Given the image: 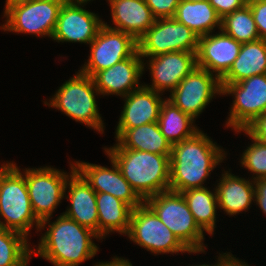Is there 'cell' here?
I'll return each instance as SVG.
<instances>
[{
  "instance_id": "6da1fadb",
  "label": "cell",
  "mask_w": 266,
  "mask_h": 266,
  "mask_svg": "<svg viewBox=\"0 0 266 266\" xmlns=\"http://www.w3.org/2000/svg\"><path fill=\"white\" fill-rule=\"evenodd\" d=\"M225 153L200 130L192 137L174 144L170 156L169 190L181 193L205 187L203 184L210 172L226 159Z\"/></svg>"
},
{
  "instance_id": "7a4b0ae2",
  "label": "cell",
  "mask_w": 266,
  "mask_h": 266,
  "mask_svg": "<svg viewBox=\"0 0 266 266\" xmlns=\"http://www.w3.org/2000/svg\"><path fill=\"white\" fill-rule=\"evenodd\" d=\"M48 221L49 218L40 222L39 231L45 228L47 223L49 228L41 236L36 253L35 249L32 253L38 254L55 266H78L97 254L99 247L92 238L100 240V237L91 229L81 226L64 214L52 223Z\"/></svg>"
},
{
  "instance_id": "3957f363",
  "label": "cell",
  "mask_w": 266,
  "mask_h": 266,
  "mask_svg": "<svg viewBox=\"0 0 266 266\" xmlns=\"http://www.w3.org/2000/svg\"><path fill=\"white\" fill-rule=\"evenodd\" d=\"M104 149L143 201L169 190L171 155L131 149Z\"/></svg>"
},
{
  "instance_id": "277c9868",
  "label": "cell",
  "mask_w": 266,
  "mask_h": 266,
  "mask_svg": "<svg viewBox=\"0 0 266 266\" xmlns=\"http://www.w3.org/2000/svg\"><path fill=\"white\" fill-rule=\"evenodd\" d=\"M24 174L14 162L2 164L0 168V226L28 238L31 228L40 229V220L35 216ZM3 217V218H2ZM6 222V223H5Z\"/></svg>"
},
{
  "instance_id": "5b68a950",
  "label": "cell",
  "mask_w": 266,
  "mask_h": 266,
  "mask_svg": "<svg viewBox=\"0 0 266 266\" xmlns=\"http://www.w3.org/2000/svg\"><path fill=\"white\" fill-rule=\"evenodd\" d=\"M96 95H99V91L92 77L79 70L59 87L49 103L45 101L44 104L60 110L71 119L102 134L104 123L98 110Z\"/></svg>"
},
{
  "instance_id": "8992f818",
  "label": "cell",
  "mask_w": 266,
  "mask_h": 266,
  "mask_svg": "<svg viewBox=\"0 0 266 266\" xmlns=\"http://www.w3.org/2000/svg\"><path fill=\"white\" fill-rule=\"evenodd\" d=\"M190 251H204V232L196 224L182 193L160 192L144 201Z\"/></svg>"
},
{
  "instance_id": "52a82bcc",
  "label": "cell",
  "mask_w": 266,
  "mask_h": 266,
  "mask_svg": "<svg viewBox=\"0 0 266 266\" xmlns=\"http://www.w3.org/2000/svg\"><path fill=\"white\" fill-rule=\"evenodd\" d=\"M126 235L153 254L206 252L190 251L145 202L132 209Z\"/></svg>"
},
{
  "instance_id": "ba28073f",
  "label": "cell",
  "mask_w": 266,
  "mask_h": 266,
  "mask_svg": "<svg viewBox=\"0 0 266 266\" xmlns=\"http://www.w3.org/2000/svg\"><path fill=\"white\" fill-rule=\"evenodd\" d=\"M198 36L174 18H158L137 41L140 56L155 57L174 51L197 52Z\"/></svg>"
},
{
  "instance_id": "9c48e42d",
  "label": "cell",
  "mask_w": 266,
  "mask_h": 266,
  "mask_svg": "<svg viewBox=\"0 0 266 266\" xmlns=\"http://www.w3.org/2000/svg\"><path fill=\"white\" fill-rule=\"evenodd\" d=\"M222 94H232L233 105L226 121L233 130L244 129L266 113V74L254 75L238 83L221 85Z\"/></svg>"
},
{
  "instance_id": "30bf717a",
  "label": "cell",
  "mask_w": 266,
  "mask_h": 266,
  "mask_svg": "<svg viewBox=\"0 0 266 266\" xmlns=\"http://www.w3.org/2000/svg\"><path fill=\"white\" fill-rule=\"evenodd\" d=\"M62 5L49 0H33L10 6L5 12L4 31L52 38Z\"/></svg>"
},
{
  "instance_id": "8fae6325",
  "label": "cell",
  "mask_w": 266,
  "mask_h": 266,
  "mask_svg": "<svg viewBox=\"0 0 266 266\" xmlns=\"http://www.w3.org/2000/svg\"><path fill=\"white\" fill-rule=\"evenodd\" d=\"M69 174L51 167L26 168L25 179L28 195L35 216L40 220L49 218L64 199Z\"/></svg>"
},
{
  "instance_id": "7c38bea8",
  "label": "cell",
  "mask_w": 266,
  "mask_h": 266,
  "mask_svg": "<svg viewBox=\"0 0 266 266\" xmlns=\"http://www.w3.org/2000/svg\"><path fill=\"white\" fill-rule=\"evenodd\" d=\"M90 56L80 71L93 77L98 71L131 57L138 50L137 41L127 33L103 24L89 44Z\"/></svg>"
},
{
  "instance_id": "4fadbf2b",
  "label": "cell",
  "mask_w": 266,
  "mask_h": 266,
  "mask_svg": "<svg viewBox=\"0 0 266 266\" xmlns=\"http://www.w3.org/2000/svg\"><path fill=\"white\" fill-rule=\"evenodd\" d=\"M201 67H195L167 98L193 119L197 118L215 94H222L220 79Z\"/></svg>"
},
{
  "instance_id": "5bb4252c",
  "label": "cell",
  "mask_w": 266,
  "mask_h": 266,
  "mask_svg": "<svg viewBox=\"0 0 266 266\" xmlns=\"http://www.w3.org/2000/svg\"><path fill=\"white\" fill-rule=\"evenodd\" d=\"M86 3L75 2L60 8L52 39L57 42L90 44L104 24L95 13L83 9Z\"/></svg>"
},
{
  "instance_id": "9a60e30c",
  "label": "cell",
  "mask_w": 266,
  "mask_h": 266,
  "mask_svg": "<svg viewBox=\"0 0 266 266\" xmlns=\"http://www.w3.org/2000/svg\"><path fill=\"white\" fill-rule=\"evenodd\" d=\"M112 169L76 161L75 169L90 184L96 193H109L128 204L132 209L140 206L144 201L131 188L128 181L123 177L116 162L108 155Z\"/></svg>"
},
{
  "instance_id": "2e32d148",
  "label": "cell",
  "mask_w": 266,
  "mask_h": 266,
  "mask_svg": "<svg viewBox=\"0 0 266 266\" xmlns=\"http://www.w3.org/2000/svg\"><path fill=\"white\" fill-rule=\"evenodd\" d=\"M143 60L137 50L131 57L98 71L92 79L99 94L125 97L139 89L142 86L139 79L143 75L146 64Z\"/></svg>"
},
{
  "instance_id": "e0dca14e",
  "label": "cell",
  "mask_w": 266,
  "mask_h": 266,
  "mask_svg": "<svg viewBox=\"0 0 266 266\" xmlns=\"http://www.w3.org/2000/svg\"><path fill=\"white\" fill-rule=\"evenodd\" d=\"M149 71L152 78L151 85H144L156 92L163 94L170 90V93L179 83L197 67L195 52L174 51L149 57Z\"/></svg>"
},
{
  "instance_id": "ac0fdd59",
  "label": "cell",
  "mask_w": 266,
  "mask_h": 266,
  "mask_svg": "<svg viewBox=\"0 0 266 266\" xmlns=\"http://www.w3.org/2000/svg\"><path fill=\"white\" fill-rule=\"evenodd\" d=\"M212 34L198 38L197 66L212 74L215 73V76L221 79L237 58L242 43L221 29L218 34Z\"/></svg>"
},
{
  "instance_id": "d6986e66",
  "label": "cell",
  "mask_w": 266,
  "mask_h": 266,
  "mask_svg": "<svg viewBox=\"0 0 266 266\" xmlns=\"http://www.w3.org/2000/svg\"><path fill=\"white\" fill-rule=\"evenodd\" d=\"M70 165L71 172L65 186V192L68 188L69 191L68 195L65 193L64 196L70 200L71 206L62 214L98 235L96 192L75 169V164Z\"/></svg>"
},
{
  "instance_id": "ffe728a7",
  "label": "cell",
  "mask_w": 266,
  "mask_h": 266,
  "mask_svg": "<svg viewBox=\"0 0 266 266\" xmlns=\"http://www.w3.org/2000/svg\"><path fill=\"white\" fill-rule=\"evenodd\" d=\"M162 93L144 86L123 97V111L119 118L116 131H127L141 125L157 122L162 103Z\"/></svg>"
},
{
  "instance_id": "44dd1931",
  "label": "cell",
  "mask_w": 266,
  "mask_h": 266,
  "mask_svg": "<svg viewBox=\"0 0 266 266\" xmlns=\"http://www.w3.org/2000/svg\"><path fill=\"white\" fill-rule=\"evenodd\" d=\"M110 5L113 24L107 27L130 34L138 41L154 24L156 18L145 0H117Z\"/></svg>"
},
{
  "instance_id": "7402d4cb",
  "label": "cell",
  "mask_w": 266,
  "mask_h": 266,
  "mask_svg": "<svg viewBox=\"0 0 266 266\" xmlns=\"http://www.w3.org/2000/svg\"><path fill=\"white\" fill-rule=\"evenodd\" d=\"M230 171H224L216 186L219 209L229 216L249 210L255 199L254 181L235 176Z\"/></svg>"
},
{
  "instance_id": "603a6c76",
  "label": "cell",
  "mask_w": 266,
  "mask_h": 266,
  "mask_svg": "<svg viewBox=\"0 0 266 266\" xmlns=\"http://www.w3.org/2000/svg\"><path fill=\"white\" fill-rule=\"evenodd\" d=\"M115 133L116 144L109 149H131L171 155L172 145L161 133L158 122L141 125L127 131H115Z\"/></svg>"
},
{
  "instance_id": "cb8c5ba5",
  "label": "cell",
  "mask_w": 266,
  "mask_h": 266,
  "mask_svg": "<svg viewBox=\"0 0 266 266\" xmlns=\"http://www.w3.org/2000/svg\"><path fill=\"white\" fill-rule=\"evenodd\" d=\"M266 74V40L242 43L229 71L220 79L221 85L238 83L254 75Z\"/></svg>"
},
{
  "instance_id": "d4e9b609",
  "label": "cell",
  "mask_w": 266,
  "mask_h": 266,
  "mask_svg": "<svg viewBox=\"0 0 266 266\" xmlns=\"http://www.w3.org/2000/svg\"><path fill=\"white\" fill-rule=\"evenodd\" d=\"M98 210V236L104 239L111 232L126 235L132 208L109 193H96Z\"/></svg>"
},
{
  "instance_id": "484cf974",
  "label": "cell",
  "mask_w": 266,
  "mask_h": 266,
  "mask_svg": "<svg viewBox=\"0 0 266 266\" xmlns=\"http://www.w3.org/2000/svg\"><path fill=\"white\" fill-rule=\"evenodd\" d=\"M173 18L198 37L214 32L215 27L221 29V17L209 1H180Z\"/></svg>"
},
{
  "instance_id": "4316f807",
  "label": "cell",
  "mask_w": 266,
  "mask_h": 266,
  "mask_svg": "<svg viewBox=\"0 0 266 266\" xmlns=\"http://www.w3.org/2000/svg\"><path fill=\"white\" fill-rule=\"evenodd\" d=\"M157 122L161 133L172 146L192 137L199 131L197 126L193 124L194 119L181 111L167 98L162 103Z\"/></svg>"
},
{
  "instance_id": "83f0119b",
  "label": "cell",
  "mask_w": 266,
  "mask_h": 266,
  "mask_svg": "<svg viewBox=\"0 0 266 266\" xmlns=\"http://www.w3.org/2000/svg\"><path fill=\"white\" fill-rule=\"evenodd\" d=\"M214 193L207 187L192 188L182 193L189 210L193 214L194 220L199 228L209 235H213L216 225V212L218 208V200L216 189Z\"/></svg>"
},
{
  "instance_id": "f1b7e54d",
  "label": "cell",
  "mask_w": 266,
  "mask_h": 266,
  "mask_svg": "<svg viewBox=\"0 0 266 266\" xmlns=\"http://www.w3.org/2000/svg\"><path fill=\"white\" fill-rule=\"evenodd\" d=\"M24 235L0 226V266H27L32 250Z\"/></svg>"
},
{
  "instance_id": "f546056e",
  "label": "cell",
  "mask_w": 266,
  "mask_h": 266,
  "mask_svg": "<svg viewBox=\"0 0 266 266\" xmlns=\"http://www.w3.org/2000/svg\"><path fill=\"white\" fill-rule=\"evenodd\" d=\"M221 30L241 43L252 42L260 39L250 6L225 15L221 19Z\"/></svg>"
},
{
  "instance_id": "4dcf8cb0",
  "label": "cell",
  "mask_w": 266,
  "mask_h": 266,
  "mask_svg": "<svg viewBox=\"0 0 266 266\" xmlns=\"http://www.w3.org/2000/svg\"><path fill=\"white\" fill-rule=\"evenodd\" d=\"M235 132H245L253 141L252 144L244 150L241 155V161L243 167L252 172L256 176H252V180L266 178V145L257 139L253 138L245 129L234 130Z\"/></svg>"
},
{
  "instance_id": "1f68e13d",
  "label": "cell",
  "mask_w": 266,
  "mask_h": 266,
  "mask_svg": "<svg viewBox=\"0 0 266 266\" xmlns=\"http://www.w3.org/2000/svg\"><path fill=\"white\" fill-rule=\"evenodd\" d=\"M152 15L158 18H173L180 0H145Z\"/></svg>"
},
{
  "instance_id": "d6a6232c",
  "label": "cell",
  "mask_w": 266,
  "mask_h": 266,
  "mask_svg": "<svg viewBox=\"0 0 266 266\" xmlns=\"http://www.w3.org/2000/svg\"><path fill=\"white\" fill-rule=\"evenodd\" d=\"M260 39L266 40V1L248 0Z\"/></svg>"
},
{
  "instance_id": "836d02e7",
  "label": "cell",
  "mask_w": 266,
  "mask_h": 266,
  "mask_svg": "<svg viewBox=\"0 0 266 266\" xmlns=\"http://www.w3.org/2000/svg\"><path fill=\"white\" fill-rule=\"evenodd\" d=\"M248 0H209L221 19L236 10L243 8Z\"/></svg>"
},
{
  "instance_id": "e575fe53",
  "label": "cell",
  "mask_w": 266,
  "mask_h": 266,
  "mask_svg": "<svg viewBox=\"0 0 266 266\" xmlns=\"http://www.w3.org/2000/svg\"><path fill=\"white\" fill-rule=\"evenodd\" d=\"M253 138L266 145V113L256 117L244 128Z\"/></svg>"
},
{
  "instance_id": "d590c367",
  "label": "cell",
  "mask_w": 266,
  "mask_h": 266,
  "mask_svg": "<svg viewBox=\"0 0 266 266\" xmlns=\"http://www.w3.org/2000/svg\"><path fill=\"white\" fill-rule=\"evenodd\" d=\"M256 204L266 215V178L257 179L254 181Z\"/></svg>"
},
{
  "instance_id": "8d00e7d4",
  "label": "cell",
  "mask_w": 266,
  "mask_h": 266,
  "mask_svg": "<svg viewBox=\"0 0 266 266\" xmlns=\"http://www.w3.org/2000/svg\"><path fill=\"white\" fill-rule=\"evenodd\" d=\"M219 255L221 266H249L246 262L238 260V258L234 257L230 252H227V254L223 253V255L219 253Z\"/></svg>"
},
{
  "instance_id": "74e56055",
  "label": "cell",
  "mask_w": 266,
  "mask_h": 266,
  "mask_svg": "<svg viewBox=\"0 0 266 266\" xmlns=\"http://www.w3.org/2000/svg\"><path fill=\"white\" fill-rule=\"evenodd\" d=\"M94 266H132V263L128 259H123L121 257L119 258L118 256H115L110 262H98Z\"/></svg>"
},
{
  "instance_id": "f35d334b",
  "label": "cell",
  "mask_w": 266,
  "mask_h": 266,
  "mask_svg": "<svg viewBox=\"0 0 266 266\" xmlns=\"http://www.w3.org/2000/svg\"><path fill=\"white\" fill-rule=\"evenodd\" d=\"M29 1H33V0H6V4H5V9L4 12L13 5L19 4V3H23V2H29Z\"/></svg>"
},
{
  "instance_id": "ab89813d",
  "label": "cell",
  "mask_w": 266,
  "mask_h": 266,
  "mask_svg": "<svg viewBox=\"0 0 266 266\" xmlns=\"http://www.w3.org/2000/svg\"><path fill=\"white\" fill-rule=\"evenodd\" d=\"M49 1H53V2H56V3H59L60 5H68V4H71V3H75V0H49Z\"/></svg>"
},
{
  "instance_id": "60d3db41",
  "label": "cell",
  "mask_w": 266,
  "mask_h": 266,
  "mask_svg": "<svg viewBox=\"0 0 266 266\" xmlns=\"http://www.w3.org/2000/svg\"><path fill=\"white\" fill-rule=\"evenodd\" d=\"M195 266H221V259H220V257L218 256V261H217V263L215 264V265H209V264H200V265H195Z\"/></svg>"
},
{
  "instance_id": "b9f144b4",
  "label": "cell",
  "mask_w": 266,
  "mask_h": 266,
  "mask_svg": "<svg viewBox=\"0 0 266 266\" xmlns=\"http://www.w3.org/2000/svg\"><path fill=\"white\" fill-rule=\"evenodd\" d=\"M89 1H91V0H75V2H82V3H87Z\"/></svg>"
},
{
  "instance_id": "7bdbcfd3",
  "label": "cell",
  "mask_w": 266,
  "mask_h": 266,
  "mask_svg": "<svg viewBox=\"0 0 266 266\" xmlns=\"http://www.w3.org/2000/svg\"><path fill=\"white\" fill-rule=\"evenodd\" d=\"M180 1H190V2H195V1H209V0H180Z\"/></svg>"
},
{
  "instance_id": "ee69618b",
  "label": "cell",
  "mask_w": 266,
  "mask_h": 266,
  "mask_svg": "<svg viewBox=\"0 0 266 266\" xmlns=\"http://www.w3.org/2000/svg\"><path fill=\"white\" fill-rule=\"evenodd\" d=\"M109 1V3L111 4V3H113V2H115V1H117V0H108Z\"/></svg>"
}]
</instances>
